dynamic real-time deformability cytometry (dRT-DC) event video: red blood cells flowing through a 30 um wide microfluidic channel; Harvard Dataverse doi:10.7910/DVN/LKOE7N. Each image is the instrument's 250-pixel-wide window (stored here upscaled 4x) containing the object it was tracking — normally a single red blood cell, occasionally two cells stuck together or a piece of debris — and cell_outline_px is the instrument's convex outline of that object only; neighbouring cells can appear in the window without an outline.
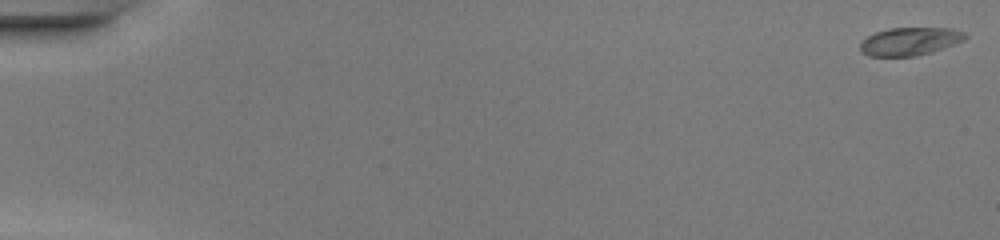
{"species": "common noctule bat (a hibernating species)", "species_latin": "Nyctalus noctula", "temperature_condition": "warm", "stored_images_in_passage": 49, "camera_frame_rate_fps": 3000, "um_per_image_px": 0.085, "animal": {"sex": "female", "body_mass_g": 20.0, "forearm_length_mm": 54.0}, "frame": {"image": 1, "passage_image": 1, "time_ms": 0.0, "image_size_px": [1000, 240], "cell_outline_px": [[968, 36], [964, 40], [932, 52], [916, 56], [868, 56], [860, 48], [860, 40], [876, 32], [888, 28], [952, 28], [964, 32]], "centroid_in_image_um": [77.33, 3.51], "position_along_channel_um": 7.7, "area_um2": 17.11}}
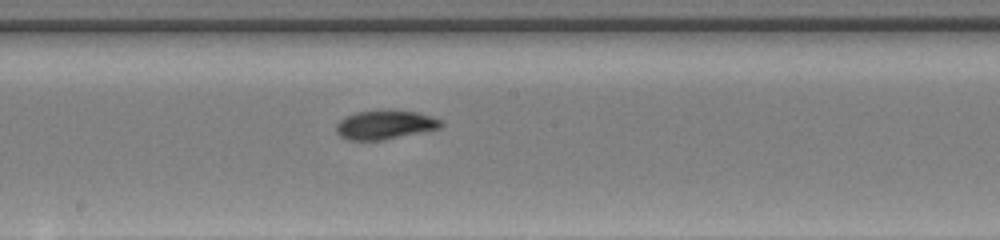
{"frame": {"image": 2, "passage_image": 28, "time_ms": 9.0, "image_size_px": [1000, 240], "cell_outline_px": [[444, 124], [440, 128], [384, 140], [348, 140], [340, 136], [336, 132], [336, 124], [344, 116], [356, 112], [388, 108], [416, 112], [432, 116], [444, 120]], "centroid_in_image_um": [32.74, 10.58], "position_along_channel_um": 215.5, "area_um2": 18.21}}
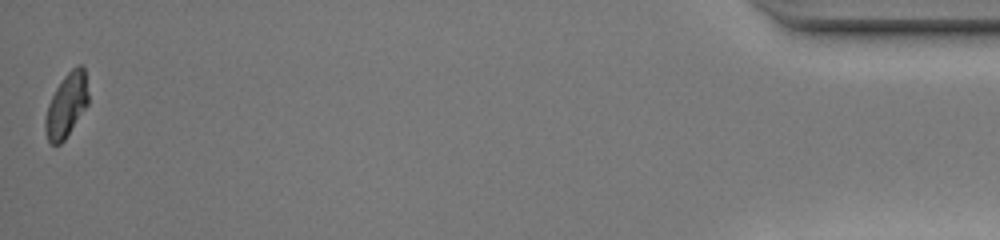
{"frame": {"image": 3, "passage_image": 49, "time_ms": 16.0, "image_size_px": [1000, 240], "cell_outline_px": [[88, 104], [64, 140], [60, 144], [52, 144], [48, 140], [44, 128], [44, 120], [48, 104], [56, 88], [64, 76], [76, 64], [80, 64], [84, 68], [88, 92]], "centroid_in_image_um": [5.64, 8.93], "position_along_channel_um": 429.6, "area_um2": 15.9}, "authors_computed_cell_mechanics": {"area_um2": 17.051, "velocity_mm_per_s": 4.2911, "shape_relaxation_time_tau1_ms": 3.8492, "shape_relaxation_time_tau2_ms": 1.3606, "deformation_change_tau1": 0.1763, "deformation_change_tau2": 0.0484}}